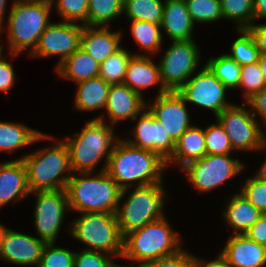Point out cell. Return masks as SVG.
Listing matches in <instances>:
<instances>
[{"label": "cell", "instance_id": "6da1fadb", "mask_svg": "<svg viewBox=\"0 0 266 267\" xmlns=\"http://www.w3.org/2000/svg\"><path fill=\"white\" fill-rule=\"evenodd\" d=\"M166 168V161L157 153L135 147L120 138L105 171L122 189L120 198L123 199L133 187L163 183Z\"/></svg>", "mask_w": 266, "mask_h": 267}, {"label": "cell", "instance_id": "7a4b0ae2", "mask_svg": "<svg viewBox=\"0 0 266 267\" xmlns=\"http://www.w3.org/2000/svg\"><path fill=\"white\" fill-rule=\"evenodd\" d=\"M112 126L106 122L103 113L94 119L89 120L80 132L73 136H64V143L69 151L70 166L73 173L96 172V166L104 161L103 166L98 169L105 171L108 158L111 155L115 144L120 139L115 135Z\"/></svg>", "mask_w": 266, "mask_h": 267}, {"label": "cell", "instance_id": "3957f363", "mask_svg": "<svg viewBox=\"0 0 266 267\" xmlns=\"http://www.w3.org/2000/svg\"><path fill=\"white\" fill-rule=\"evenodd\" d=\"M4 27L7 30L10 58L26 52L30 55L50 22L54 9L50 0L14 1ZM29 51V52H28Z\"/></svg>", "mask_w": 266, "mask_h": 267}, {"label": "cell", "instance_id": "277c9868", "mask_svg": "<svg viewBox=\"0 0 266 267\" xmlns=\"http://www.w3.org/2000/svg\"><path fill=\"white\" fill-rule=\"evenodd\" d=\"M65 190L70 211L78 213L116 214L122 192L106 171L73 173Z\"/></svg>", "mask_w": 266, "mask_h": 267}, {"label": "cell", "instance_id": "5b68a950", "mask_svg": "<svg viewBox=\"0 0 266 267\" xmlns=\"http://www.w3.org/2000/svg\"><path fill=\"white\" fill-rule=\"evenodd\" d=\"M18 160L25 164L30 192L65 190L73 175L69 151L63 140L51 148L47 146L26 153Z\"/></svg>", "mask_w": 266, "mask_h": 267}, {"label": "cell", "instance_id": "8992f818", "mask_svg": "<svg viewBox=\"0 0 266 267\" xmlns=\"http://www.w3.org/2000/svg\"><path fill=\"white\" fill-rule=\"evenodd\" d=\"M181 238L165 216L127 234L124 237L122 259L142 266L147 262L174 255L183 249Z\"/></svg>", "mask_w": 266, "mask_h": 267}, {"label": "cell", "instance_id": "52a82bcc", "mask_svg": "<svg viewBox=\"0 0 266 267\" xmlns=\"http://www.w3.org/2000/svg\"><path fill=\"white\" fill-rule=\"evenodd\" d=\"M71 222V237L83 243L84 250L102 251L122 258L124 237L120 232L116 214L102 212L80 213Z\"/></svg>", "mask_w": 266, "mask_h": 267}, {"label": "cell", "instance_id": "ba28073f", "mask_svg": "<svg viewBox=\"0 0 266 267\" xmlns=\"http://www.w3.org/2000/svg\"><path fill=\"white\" fill-rule=\"evenodd\" d=\"M163 183L133 187L127 199L120 203L116 211L119 229L123 237L150 222L164 218L167 191Z\"/></svg>", "mask_w": 266, "mask_h": 267}, {"label": "cell", "instance_id": "9c48e42d", "mask_svg": "<svg viewBox=\"0 0 266 267\" xmlns=\"http://www.w3.org/2000/svg\"><path fill=\"white\" fill-rule=\"evenodd\" d=\"M216 120L228 135L233 151H260L266 144V132L253 116L246 103L232 104L225 108Z\"/></svg>", "mask_w": 266, "mask_h": 267}, {"label": "cell", "instance_id": "30bf717a", "mask_svg": "<svg viewBox=\"0 0 266 267\" xmlns=\"http://www.w3.org/2000/svg\"><path fill=\"white\" fill-rule=\"evenodd\" d=\"M199 48L194 39L172 41L163 57H159L160 79L167 91H178L198 71Z\"/></svg>", "mask_w": 266, "mask_h": 267}, {"label": "cell", "instance_id": "8fae6325", "mask_svg": "<svg viewBox=\"0 0 266 267\" xmlns=\"http://www.w3.org/2000/svg\"><path fill=\"white\" fill-rule=\"evenodd\" d=\"M244 162L228 155L206 154L201 159L189 162L183 168L195 189L201 193L216 189L227 180L238 176L245 169Z\"/></svg>", "mask_w": 266, "mask_h": 267}, {"label": "cell", "instance_id": "7c38bea8", "mask_svg": "<svg viewBox=\"0 0 266 267\" xmlns=\"http://www.w3.org/2000/svg\"><path fill=\"white\" fill-rule=\"evenodd\" d=\"M34 227L37 237L45 243H56L66 212L70 211L66 190L37 191Z\"/></svg>", "mask_w": 266, "mask_h": 267}, {"label": "cell", "instance_id": "4fadbf2b", "mask_svg": "<svg viewBox=\"0 0 266 267\" xmlns=\"http://www.w3.org/2000/svg\"><path fill=\"white\" fill-rule=\"evenodd\" d=\"M227 91L225 85L204 64L177 92L186 103L211 110L216 118L233 104L227 101Z\"/></svg>", "mask_w": 266, "mask_h": 267}, {"label": "cell", "instance_id": "5bb4252c", "mask_svg": "<svg viewBox=\"0 0 266 267\" xmlns=\"http://www.w3.org/2000/svg\"><path fill=\"white\" fill-rule=\"evenodd\" d=\"M82 24L73 22H51L41 34L38 44L29 57L58 56L55 69L80 48Z\"/></svg>", "mask_w": 266, "mask_h": 267}, {"label": "cell", "instance_id": "9a60e30c", "mask_svg": "<svg viewBox=\"0 0 266 267\" xmlns=\"http://www.w3.org/2000/svg\"><path fill=\"white\" fill-rule=\"evenodd\" d=\"M132 121L136 126L130 129L129 137L124 139L129 144L157 153L166 162L172 157L176 142L150 110L145 107Z\"/></svg>", "mask_w": 266, "mask_h": 267}, {"label": "cell", "instance_id": "2e32d148", "mask_svg": "<svg viewBox=\"0 0 266 267\" xmlns=\"http://www.w3.org/2000/svg\"><path fill=\"white\" fill-rule=\"evenodd\" d=\"M186 104L177 91H167L156 96L153 102H146V107L176 142L192 126Z\"/></svg>", "mask_w": 266, "mask_h": 267}, {"label": "cell", "instance_id": "e0dca14e", "mask_svg": "<svg viewBox=\"0 0 266 267\" xmlns=\"http://www.w3.org/2000/svg\"><path fill=\"white\" fill-rule=\"evenodd\" d=\"M45 245L38 237L8 228L2 241L0 259L17 266L38 267Z\"/></svg>", "mask_w": 266, "mask_h": 267}, {"label": "cell", "instance_id": "ac0fdd59", "mask_svg": "<svg viewBox=\"0 0 266 267\" xmlns=\"http://www.w3.org/2000/svg\"><path fill=\"white\" fill-rule=\"evenodd\" d=\"M146 100L126 84H111L105 107L108 124L115 126L124 120L132 121L144 108Z\"/></svg>", "mask_w": 266, "mask_h": 267}, {"label": "cell", "instance_id": "d6986e66", "mask_svg": "<svg viewBox=\"0 0 266 267\" xmlns=\"http://www.w3.org/2000/svg\"><path fill=\"white\" fill-rule=\"evenodd\" d=\"M221 254L230 267H265L266 247L245 234H231Z\"/></svg>", "mask_w": 266, "mask_h": 267}, {"label": "cell", "instance_id": "ffe728a7", "mask_svg": "<svg viewBox=\"0 0 266 267\" xmlns=\"http://www.w3.org/2000/svg\"><path fill=\"white\" fill-rule=\"evenodd\" d=\"M123 83L143 98L141 91L156 85L159 86L156 96L167 92L160 79L158 63L153 61L152 55H133L128 62Z\"/></svg>", "mask_w": 266, "mask_h": 267}, {"label": "cell", "instance_id": "44dd1931", "mask_svg": "<svg viewBox=\"0 0 266 267\" xmlns=\"http://www.w3.org/2000/svg\"><path fill=\"white\" fill-rule=\"evenodd\" d=\"M27 171L22 160L0 162V209L29 196Z\"/></svg>", "mask_w": 266, "mask_h": 267}, {"label": "cell", "instance_id": "7402d4cb", "mask_svg": "<svg viewBox=\"0 0 266 267\" xmlns=\"http://www.w3.org/2000/svg\"><path fill=\"white\" fill-rule=\"evenodd\" d=\"M122 34L110 27L84 25L80 47L101 64L121 47Z\"/></svg>", "mask_w": 266, "mask_h": 267}, {"label": "cell", "instance_id": "603a6c76", "mask_svg": "<svg viewBox=\"0 0 266 267\" xmlns=\"http://www.w3.org/2000/svg\"><path fill=\"white\" fill-rule=\"evenodd\" d=\"M195 25L183 0H165L161 30L171 41L192 40Z\"/></svg>", "mask_w": 266, "mask_h": 267}, {"label": "cell", "instance_id": "cb8c5ba5", "mask_svg": "<svg viewBox=\"0 0 266 267\" xmlns=\"http://www.w3.org/2000/svg\"><path fill=\"white\" fill-rule=\"evenodd\" d=\"M55 139L22 123L0 121V153H11L33 143Z\"/></svg>", "mask_w": 266, "mask_h": 267}, {"label": "cell", "instance_id": "d4e9b609", "mask_svg": "<svg viewBox=\"0 0 266 267\" xmlns=\"http://www.w3.org/2000/svg\"><path fill=\"white\" fill-rule=\"evenodd\" d=\"M204 129L196 125L190 126L176 141L172 157L166 162L183 168L189 162L201 159L206 155Z\"/></svg>", "mask_w": 266, "mask_h": 267}, {"label": "cell", "instance_id": "484cf974", "mask_svg": "<svg viewBox=\"0 0 266 267\" xmlns=\"http://www.w3.org/2000/svg\"><path fill=\"white\" fill-rule=\"evenodd\" d=\"M262 215L240 192L227 198L222 218L233 234H244Z\"/></svg>", "mask_w": 266, "mask_h": 267}, {"label": "cell", "instance_id": "4316f807", "mask_svg": "<svg viewBox=\"0 0 266 267\" xmlns=\"http://www.w3.org/2000/svg\"><path fill=\"white\" fill-rule=\"evenodd\" d=\"M74 109L78 111H97L106 107L110 84L100 76L76 83Z\"/></svg>", "mask_w": 266, "mask_h": 267}, {"label": "cell", "instance_id": "83f0119b", "mask_svg": "<svg viewBox=\"0 0 266 267\" xmlns=\"http://www.w3.org/2000/svg\"><path fill=\"white\" fill-rule=\"evenodd\" d=\"M100 64L81 47L56 69L57 76L79 83L99 76Z\"/></svg>", "mask_w": 266, "mask_h": 267}, {"label": "cell", "instance_id": "f1b7e54d", "mask_svg": "<svg viewBox=\"0 0 266 267\" xmlns=\"http://www.w3.org/2000/svg\"><path fill=\"white\" fill-rule=\"evenodd\" d=\"M130 34L139 49L146 52L143 54L133 53L134 55L152 56L159 53L162 47L163 34L160 24L149 23L147 21L130 20Z\"/></svg>", "mask_w": 266, "mask_h": 267}, {"label": "cell", "instance_id": "f546056e", "mask_svg": "<svg viewBox=\"0 0 266 267\" xmlns=\"http://www.w3.org/2000/svg\"><path fill=\"white\" fill-rule=\"evenodd\" d=\"M124 0H88L87 26L109 27L123 14Z\"/></svg>", "mask_w": 266, "mask_h": 267}, {"label": "cell", "instance_id": "4dcf8cb0", "mask_svg": "<svg viewBox=\"0 0 266 267\" xmlns=\"http://www.w3.org/2000/svg\"><path fill=\"white\" fill-rule=\"evenodd\" d=\"M164 3L162 0H124L123 14L128 20L161 24Z\"/></svg>", "mask_w": 266, "mask_h": 267}, {"label": "cell", "instance_id": "1f68e13d", "mask_svg": "<svg viewBox=\"0 0 266 267\" xmlns=\"http://www.w3.org/2000/svg\"><path fill=\"white\" fill-rule=\"evenodd\" d=\"M205 65L228 90L238 89L241 78V66L226 53L209 58Z\"/></svg>", "mask_w": 266, "mask_h": 267}, {"label": "cell", "instance_id": "d6a6232c", "mask_svg": "<svg viewBox=\"0 0 266 267\" xmlns=\"http://www.w3.org/2000/svg\"><path fill=\"white\" fill-rule=\"evenodd\" d=\"M133 55L134 54L121 46L100 64L99 76L110 85L122 84L124 82L128 62Z\"/></svg>", "mask_w": 266, "mask_h": 267}, {"label": "cell", "instance_id": "836d02e7", "mask_svg": "<svg viewBox=\"0 0 266 267\" xmlns=\"http://www.w3.org/2000/svg\"><path fill=\"white\" fill-rule=\"evenodd\" d=\"M223 19L235 21L236 29H248L254 23V0H220Z\"/></svg>", "mask_w": 266, "mask_h": 267}, {"label": "cell", "instance_id": "e575fe53", "mask_svg": "<svg viewBox=\"0 0 266 267\" xmlns=\"http://www.w3.org/2000/svg\"><path fill=\"white\" fill-rule=\"evenodd\" d=\"M236 31L239 33L237 34L239 37L231 43V53L226 54L240 66L257 63L260 53L253 35L248 29H236Z\"/></svg>", "mask_w": 266, "mask_h": 267}, {"label": "cell", "instance_id": "d590c367", "mask_svg": "<svg viewBox=\"0 0 266 267\" xmlns=\"http://www.w3.org/2000/svg\"><path fill=\"white\" fill-rule=\"evenodd\" d=\"M193 23H214L223 19L220 0H186Z\"/></svg>", "mask_w": 266, "mask_h": 267}, {"label": "cell", "instance_id": "8d00e7d4", "mask_svg": "<svg viewBox=\"0 0 266 267\" xmlns=\"http://www.w3.org/2000/svg\"><path fill=\"white\" fill-rule=\"evenodd\" d=\"M213 124L204 128L206 154L228 155L233 151L230 139L222 125L215 120Z\"/></svg>", "mask_w": 266, "mask_h": 267}, {"label": "cell", "instance_id": "74e56055", "mask_svg": "<svg viewBox=\"0 0 266 267\" xmlns=\"http://www.w3.org/2000/svg\"><path fill=\"white\" fill-rule=\"evenodd\" d=\"M62 21L87 25L88 0H50Z\"/></svg>", "mask_w": 266, "mask_h": 267}, {"label": "cell", "instance_id": "f35d334b", "mask_svg": "<svg viewBox=\"0 0 266 267\" xmlns=\"http://www.w3.org/2000/svg\"><path fill=\"white\" fill-rule=\"evenodd\" d=\"M238 88L243 90L244 101L265 88V81L258 62L241 66V78Z\"/></svg>", "mask_w": 266, "mask_h": 267}, {"label": "cell", "instance_id": "ab89813d", "mask_svg": "<svg viewBox=\"0 0 266 267\" xmlns=\"http://www.w3.org/2000/svg\"><path fill=\"white\" fill-rule=\"evenodd\" d=\"M75 252L46 243L38 267H74Z\"/></svg>", "mask_w": 266, "mask_h": 267}, {"label": "cell", "instance_id": "60d3db41", "mask_svg": "<svg viewBox=\"0 0 266 267\" xmlns=\"http://www.w3.org/2000/svg\"><path fill=\"white\" fill-rule=\"evenodd\" d=\"M241 190H238L262 214L266 211V183L257 178L247 177Z\"/></svg>", "mask_w": 266, "mask_h": 267}, {"label": "cell", "instance_id": "b9f144b4", "mask_svg": "<svg viewBox=\"0 0 266 267\" xmlns=\"http://www.w3.org/2000/svg\"><path fill=\"white\" fill-rule=\"evenodd\" d=\"M111 257L114 258L102 251L81 249L79 252L75 251L74 267H113L116 263Z\"/></svg>", "mask_w": 266, "mask_h": 267}, {"label": "cell", "instance_id": "7bdbcfd3", "mask_svg": "<svg viewBox=\"0 0 266 267\" xmlns=\"http://www.w3.org/2000/svg\"><path fill=\"white\" fill-rule=\"evenodd\" d=\"M142 267H193V255L183 248L174 255L147 262Z\"/></svg>", "mask_w": 266, "mask_h": 267}, {"label": "cell", "instance_id": "ee69618b", "mask_svg": "<svg viewBox=\"0 0 266 267\" xmlns=\"http://www.w3.org/2000/svg\"><path fill=\"white\" fill-rule=\"evenodd\" d=\"M249 106L251 113L256 118L258 115L261 117V126H266V87L259 92L252 95L245 101Z\"/></svg>", "mask_w": 266, "mask_h": 267}, {"label": "cell", "instance_id": "f6af8a7d", "mask_svg": "<svg viewBox=\"0 0 266 267\" xmlns=\"http://www.w3.org/2000/svg\"><path fill=\"white\" fill-rule=\"evenodd\" d=\"M16 77L12 63L0 57V91L8 95L9 90L14 86Z\"/></svg>", "mask_w": 266, "mask_h": 267}, {"label": "cell", "instance_id": "bcb514c9", "mask_svg": "<svg viewBox=\"0 0 266 267\" xmlns=\"http://www.w3.org/2000/svg\"><path fill=\"white\" fill-rule=\"evenodd\" d=\"M244 234L250 240L266 247V217L262 214Z\"/></svg>", "mask_w": 266, "mask_h": 267}, {"label": "cell", "instance_id": "7dc6e473", "mask_svg": "<svg viewBox=\"0 0 266 267\" xmlns=\"http://www.w3.org/2000/svg\"><path fill=\"white\" fill-rule=\"evenodd\" d=\"M248 30L253 35L259 53L266 55V23L259 24L254 22Z\"/></svg>", "mask_w": 266, "mask_h": 267}, {"label": "cell", "instance_id": "c3c4849f", "mask_svg": "<svg viewBox=\"0 0 266 267\" xmlns=\"http://www.w3.org/2000/svg\"><path fill=\"white\" fill-rule=\"evenodd\" d=\"M193 267H230V265L220 252L213 260H207L193 255Z\"/></svg>", "mask_w": 266, "mask_h": 267}, {"label": "cell", "instance_id": "681fc988", "mask_svg": "<svg viewBox=\"0 0 266 267\" xmlns=\"http://www.w3.org/2000/svg\"><path fill=\"white\" fill-rule=\"evenodd\" d=\"M266 19V0H254V21Z\"/></svg>", "mask_w": 266, "mask_h": 267}, {"label": "cell", "instance_id": "f907efd6", "mask_svg": "<svg viewBox=\"0 0 266 267\" xmlns=\"http://www.w3.org/2000/svg\"><path fill=\"white\" fill-rule=\"evenodd\" d=\"M260 150H264L266 152V144ZM262 163L263 164L261 165L260 169H258L257 172L254 174V177L266 183V158Z\"/></svg>", "mask_w": 266, "mask_h": 267}, {"label": "cell", "instance_id": "816d5d0a", "mask_svg": "<svg viewBox=\"0 0 266 267\" xmlns=\"http://www.w3.org/2000/svg\"><path fill=\"white\" fill-rule=\"evenodd\" d=\"M7 1L8 0H0V36L2 35V33H4L3 31L5 29L4 28V25H5V13H6V5H7Z\"/></svg>", "mask_w": 266, "mask_h": 267}, {"label": "cell", "instance_id": "f5cc1de1", "mask_svg": "<svg viewBox=\"0 0 266 267\" xmlns=\"http://www.w3.org/2000/svg\"><path fill=\"white\" fill-rule=\"evenodd\" d=\"M258 64L263 74L265 87H266V55H263V54L259 55Z\"/></svg>", "mask_w": 266, "mask_h": 267}, {"label": "cell", "instance_id": "db71d44e", "mask_svg": "<svg viewBox=\"0 0 266 267\" xmlns=\"http://www.w3.org/2000/svg\"><path fill=\"white\" fill-rule=\"evenodd\" d=\"M7 229L8 227L0 223V251H1L2 241Z\"/></svg>", "mask_w": 266, "mask_h": 267}, {"label": "cell", "instance_id": "11a10c76", "mask_svg": "<svg viewBox=\"0 0 266 267\" xmlns=\"http://www.w3.org/2000/svg\"><path fill=\"white\" fill-rule=\"evenodd\" d=\"M3 48H4V47L2 46V44H0V57H1V56H4V55H3V51H2V50H4Z\"/></svg>", "mask_w": 266, "mask_h": 267}, {"label": "cell", "instance_id": "9f6ffc18", "mask_svg": "<svg viewBox=\"0 0 266 267\" xmlns=\"http://www.w3.org/2000/svg\"><path fill=\"white\" fill-rule=\"evenodd\" d=\"M113 267H122V265L120 266L119 264H115ZM124 267V266H123ZM133 267V266H132ZM135 267H142V266H135Z\"/></svg>", "mask_w": 266, "mask_h": 267}, {"label": "cell", "instance_id": "6f0895ef", "mask_svg": "<svg viewBox=\"0 0 266 267\" xmlns=\"http://www.w3.org/2000/svg\"><path fill=\"white\" fill-rule=\"evenodd\" d=\"M14 1H33V0H14Z\"/></svg>", "mask_w": 266, "mask_h": 267}]
</instances>
